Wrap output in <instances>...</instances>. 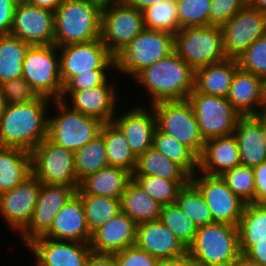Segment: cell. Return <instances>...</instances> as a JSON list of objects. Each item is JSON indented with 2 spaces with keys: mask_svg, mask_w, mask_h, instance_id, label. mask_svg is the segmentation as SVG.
Returning a JSON list of instances; mask_svg holds the SVG:
<instances>
[{
  "mask_svg": "<svg viewBox=\"0 0 266 266\" xmlns=\"http://www.w3.org/2000/svg\"><path fill=\"white\" fill-rule=\"evenodd\" d=\"M240 253L266 266V239L239 240Z\"/></svg>",
  "mask_w": 266,
  "mask_h": 266,
  "instance_id": "cell-50",
  "label": "cell"
},
{
  "mask_svg": "<svg viewBox=\"0 0 266 266\" xmlns=\"http://www.w3.org/2000/svg\"><path fill=\"white\" fill-rule=\"evenodd\" d=\"M22 77L40 96L60 99L63 85L58 47L30 45L23 60Z\"/></svg>",
  "mask_w": 266,
  "mask_h": 266,
  "instance_id": "cell-9",
  "label": "cell"
},
{
  "mask_svg": "<svg viewBox=\"0 0 266 266\" xmlns=\"http://www.w3.org/2000/svg\"><path fill=\"white\" fill-rule=\"evenodd\" d=\"M226 98L241 116L258 115L266 108L264 80L238 69Z\"/></svg>",
  "mask_w": 266,
  "mask_h": 266,
  "instance_id": "cell-25",
  "label": "cell"
},
{
  "mask_svg": "<svg viewBox=\"0 0 266 266\" xmlns=\"http://www.w3.org/2000/svg\"><path fill=\"white\" fill-rule=\"evenodd\" d=\"M144 29L143 13L123 0L103 5L100 39L114 57Z\"/></svg>",
  "mask_w": 266,
  "mask_h": 266,
  "instance_id": "cell-12",
  "label": "cell"
},
{
  "mask_svg": "<svg viewBox=\"0 0 266 266\" xmlns=\"http://www.w3.org/2000/svg\"><path fill=\"white\" fill-rule=\"evenodd\" d=\"M220 27L226 57L236 59L266 34V14L248 3Z\"/></svg>",
  "mask_w": 266,
  "mask_h": 266,
  "instance_id": "cell-15",
  "label": "cell"
},
{
  "mask_svg": "<svg viewBox=\"0 0 266 266\" xmlns=\"http://www.w3.org/2000/svg\"><path fill=\"white\" fill-rule=\"evenodd\" d=\"M195 70L175 52L146 67L133 79L149 96L151 106L160 101L185 100L194 90Z\"/></svg>",
  "mask_w": 266,
  "mask_h": 266,
  "instance_id": "cell-2",
  "label": "cell"
},
{
  "mask_svg": "<svg viewBox=\"0 0 266 266\" xmlns=\"http://www.w3.org/2000/svg\"><path fill=\"white\" fill-rule=\"evenodd\" d=\"M52 103L57 110L49 116L48 138L56 145L76 152L100 135L105 124L101 120L71 109L60 99Z\"/></svg>",
  "mask_w": 266,
  "mask_h": 266,
  "instance_id": "cell-6",
  "label": "cell"
},
{
  "mask_svg": "<svg viewBox=\"0 0 266 266\" xmlns=\"http://www.w3.org/2000/svg\"><path fill=\"white\" fill-rule=\"evenodd\" d=\"M52 99L5 105L0 119V147L18 148L29 153L48 137Z\"/></svg>",
  "mask_w": 266,
  "mask_h": 266,
  "instance_id": "cell-1",
  "label": "cell"
},
{
  "mask_svg": "<svg viewBox=\"0 0 266 266\" xmlns=\"http://www.w3.org/2000/svg\"><path fill=\"white\" fill-rule=\"evenodd\" d=\"M191 262L188 255H183L174 259H159L156 266H187Z\"/></svg>",
  "mask_w": 266,
  "mask_h": 266,
  "instance_id": "cell-55",
  "label": "cell"
},
{
  "mask_svg": "<svg viewBox=\"0 0 266 266\" xmlns=\"http://www.w3.org/2000/svg\"><path fill=\"white\" fill-rule=\"evenodd\" d=\"M76 195L82 201L91 234L121 212V200L118 198L91 194Z\"/></svg>",
  "mask_w": 266,
  "mask_h": 266,
  "instance_id": "cell-36",
  "label": "cell"
},
{
  "mask_svg": "<svg viewBox=\"0 0 266 266\" xmlns=\"http://www.w3.org/2000/svg\"><path fill=\"white\" fill-rule=\"evenodd\" d=\"M190 182L206 201L213 222L238 226L246 203L233 193L221 176L198 171L190 178Z\"/></svg>",
  "mask_w": 266,
  "mask_h": 266,
  "instance_id": "cell-13",
  "label": "cell"
},
{
  "mask_svg": "<svg viewBox=\"0 0 266 266\" xmlns=\"http://www.w3.org/2000/svg\"><path fill=\"white\" fill-rule=\"evenodd\" d=\"M248 3L255 9L266 14V0H248Z\"/></svg>",
  "mask_w": 266,
  "mask_h": 266,
  "instance_id": "cell-58",
  "label": "cell"
},
{
  "mask_svg": "<svg viewBox=\"0 0 266 266\" xmlns=\"http://www.w3.org/2000/svg\"><path fill=\"white\" fill-rule=\"evenodd\" d=\"M231 266H265V265L249 259L244 254H240L239 257L232 263Z\"/></svg>",
  "mask_w": 266,
  "mask_h": 266,
  "instance_id": "cell-57",
  "label": "cell"
},
{
  "mask_svg": "<svg viewBox=\"0 0 266 266\" xmlns=\"http://www.w3.org/2000/svg\"><path fill=\"white\" fill-rule=\"evenodd\" d=\"M264 85H265V97H266V79L264 80Z\"/></svg>",
  "mask_w": 266,
  "mask_h": 266,
  "instance_id": "cell-64",
  "label": "cell"
},
{
  "mask_svg": "<svg viewBox=\"0 0 266 266\" xmlns=\"http://www.w3.org/2000/svg\"><path fill=\"white\" fill-rule=\"evenodd\" d=\"M5 102H4V99H3V96L1 94V91H0V119L3 115V111H4V108H5Z\"/></svg>",
  "mask_w": 266,
  "mask_h": 266,
  "instance_id": "cell-60",
  "label": "cell"
},
{
  "mask_svg": "<svg viewBox=\"0 0 266 266\" xmlns=\"http://www.w3.org/2000/svg\"><path fill=\"white\" fill-rule=\"evenodd\" d=\"M31 173V153L0 147V194L13 189Z\"/></svg>",
  "mask_w": 266,
  "mask_h": 266,
  "instance_id": "cell-31",
  "label": "cell"
},
{
  "mask_svg": "<svg viewBox=\"0 0 266 266\" xmlns=\"http://www.w3.org/2000/svg\"><path fill=\"white\" fill-rule=\"evenodd\" d=\"M133 174L125 169L106 166L82 179L76 194H91L121 199Z\"/></svg>",
  "mask_w": 266,
  "mask_h": 266,
  "instance_id": "cell-28",
  "label": "cell"
},
{
  "mask_svg": "<svg viewBox=\"0 0 266 266\" xmlns=\"http://www.w3.org/2000/svg\"><path fill=\"white\" fill-rule=\"evenodd\" d=\"M85 266H117L113 254L97 253L91 251Z\"/></svg>",
  "mask_w": 266,
  "mask_h": 266,
  "instance_id": "cell-53",
  "label": "cell"
},
{
  "mask_svg": "<svg viewBox=\"0 0 266 266\" xmlns=\"http://www.w3.org/2000/svg\"><path fill=\"white\" fill-rule=\"evenodd\" d=\"M255 179L254 203H266V161L253 167Z\"/></svg>",
  "mask_w": 266,
  "mask_h": 266,
  "instance_id": "cell-52",
  "label": "cell"
},
{
  "mask_svg": "<svg viewBox=\"0 0 266 266\" xmlns=\"http://www.w3.org/2000/svg\"><path fill=\"white\" fill-rule=\"evenodd\" d=\"M60 78L64 85L71 77L95 69H116L115 57L101 39L58 47Z\"/></svg>",
  "mask_w": 266,
  "mask_h": 266,
  "instance_id": "cell-14",
  "label": "cell"
},
{
  "mask_svg": "<svg viewBox=\"0 0 266 266\" xmlns=\"http://www.w3.org/2000/svg\"><path fill=\"white\" fill-rule=\"evenodd\" d=\"M0 91L6 105L28 103L41 97L23 77L1 84Z\"/></svg>",
  "mask_w": 266,
  "mask_h": 266,
  "instance_id": "cell-46",
  "label": "cell"
},
{
  "mask_svg": "<svg viewBox=\"0 0 266 266\" xmlns=\"http://www.w3.org/2000/svg\"><path fill=\"white\" fill-rule=\"evenodd\" d=\"M142 104V105H141ZM113 118L112 123L125 136L129 148L136 157L153 146L154 131L157 128L156 115L152 106L139 103L122 115Z\"/></svg>",
  "mask_w": 266,
  "mask_h": 266,
  "instance_id": "cell-21",
  "label": "cell"
},
{
  "mask_svg": "<svg viewBox=\"0 0 266 266\" xmlns=\"http://www.w3.org/2000/svg\"><path fill=\"white\" fill-rule=\"evenodd\" d=\"M62 1L63 0H27L26 3L35 7L55 12Z\"/></svg>",
  "mask_w": 266,
  "mask_h": 266,
  "instance_id": "cell-54",
  "label": "cell"
},
{
  "mask_svg": "<svg viewBox=\"0 0 266 266\" xmlns=\"http://www.w3.org/2000/svg\"><path fill=\"white\" fill-rule=\"evenodd\" d=\"M43 237L90 243L92 234L87 225L82 201L76 194L56 213L52 226Z\"/></svg>",
  "mask_w": 266,
  "mask_h": 266,
  "instance_id": "cell-24",
  "label": "cell"
},
{
  "mask_svg": "<svg viewBox=\"0 0 266 266\" xmlns=\"http://www.w3.org/2000/svg\"><path fill=\"white\" fill-rule=\"evenodd\" d=\"M31 170L42 184L79 187L75 152L56 145L48 137L31 151Z\"/></svg>",
  "mask_w": 266,
  "mask_h": 266,
  "instance_id": "cell-10",
  "label": "cell"
},
{
  "mask_svg": "<svg viewBox=\"0 0 266 266\" xmlns=\"http://www.w3.org/2000/svg\"><path fill=\"white\" fill-rule=\"evenodd\" d=\"M135 245L158 259L187 254V248L160 220L137 224Z\"/></svg>",
  "mask_w": 266,
  "mask_h": 266,
  "instance_id": "cell-23",
  "label": "cell"
},
{
  "mask_svg": "<svg viewBox=\"0 0 266 266\" xmlns=\"http://www.w3.org/2000/svg\"><path fill=\"white\" fill-rule=\"evenodd\" d=\"M41 188L31 173L13 189L0 194V215L12 231L19 234L29 223Z\"/></svg>",
  "mask_w": 266,
  "mask_h": 266,
  "instance_id": "cell-18",
  "label": "cell"
},
{
  "mask_svg": "<svg viewBox=\"0 0 266 266\" xmlns=\"http://www.w3.org/2000/svg\"><path fill=\"white\" fill-rule=\"evenodd\" d=\"M106 166L107 152L101 134L75 152V172L79 182Z\"/></svg>",
  "mask_w": 266,
  "mask_h": 266,
  "instance_id": "cell-37",
  "label": "cell"
},
{
  "mask_svg": "<svg viewBox=\"0 0 266 266\" xmlns=\"http://www.w3.org/2000/svg\"><path fill=\"white\" fill-rule=\"evenodd\" d=\"M103 5L93 0H63L54 12V45L87 43L100 38Z\"/></svg>",
  "mask_w": 266,
  "mask_h": 266,
  "instance_id": "cell-3",
  "label": "cell"
},
{
  "mask_svg": "<svg viewBox=\"0 0 266 266\" xmlns=\"http://www.w3.org/2000/svg\"><path fill=\"white\" fill-rule=\"evenodd\" d=\"M176 203L198 227L213 223L206 201L191 182L179 191Z\"/></svg>",
  "mask_w": 266,
  "mask_h": 266,
  "instance_id": "cell-39",
  "label": "cell"
},
{
  "mask_svg": "<svg viewBox=\"0 0 266 266\" xmlns=\"http://www.w3.org/2000/svg\"><path fill=\"white\" fill-rule=\"evenodd\" d=\"M78 187L42 184L28 225L17 234L24 246L43 236L52 226L56 213L76 194Z\"/></svg>",
  "mask_w": 266,
  "mask_h": 266,
  "instance_id": "cell-16",
  "label": "cell"
},
{
  "mask_svg": "<svg viewBox=\"0 0 266 266\" xmlns=\"http://www.w3.org/2000/svg\"><path fill=\"white\" fill-rule=\"evenodd\" d=\"M261 123H262V126H263V131H264V134H265V137H266V108H264L258 115H256Z\"/></svg>",
  "mask_w": 266,
  "mask_h": 266,
  "instance_id": "cell-59",
  "label": "cell"
},
{
  "mask_svg": "<svg viewBox=\"0 0 266 266\" xmlns=\"http://www.w3.org/2000/svg\"><path fill=\"white\" fill-rule=\"evenodd\" d=\"M16 3H23L26 2L27 0H14Z\"/></svg>",
  "mask_w": 266,
  "mask_h": 266,
  "instance_id": "cell-63",
  "label": "cell"
},
{
  "mask_svg": "<svg viewBox=\"0 0 266 266\" xmlns=\"http://www.w3.org/2000/svg\"><path fill=\"white\" fill-rule=\"evenodd\" d=\"M238 69L237 60L234 58H226L199 68L195 70L193 91L216 97H227Z\"/></svg>",
  "mask_w": 266,
  "mask_h": 266,
  "instance_id": "cell-29",
  "label": "cell"
},
{
  "mask_svg": "<svg viewBox=\"0 0 266 266\" xmlns=\"http://www.w3.org/2000/svg\"><path fill=\"white\" fill-rule=\"evenodd\" d=\"M113 255L117 266H156L159 261L158 258L136 245L127 247Z\"/></svg>",
  "mask_w": 266,
  "mask_h": 266,
  "instance_id": "cell-49",
  "label": "cell"
},
{
  "mask_svg": "<svg viewBox=\"0 0 266 266\" xmlns=\"http://www.w3.org/2000/svg\"><path fill=\"white\" fill-rule=\"evenodd\" d=\"M152 147L179 165L190 177L198 172V157L174 137L158 128L154 131Z\"/></svg>",
  "mask_w": 266,
  "mask_h": 266,
  "instance_id": "cell-35",
  "label": "cell"
},
{
  "mask_svg": "<svg viewBox=\"0 0 266 266\" xmlns=\"http://www.w3.org/2000/svg\"><path fill=\"white\" fill-rule=\"evenodd\" d=\"M174 52L194 70L225 60L220 26L181 28L174 35Z\"/></svg>",
  "mask_w": 266,
  "mask_h": 266,
  "instance_id": "cell-7",
  "label": "cell"
},
{
  "mask_svg": "<svg viewBox=\"0 0 266 266\" xmlns=\"http://www.w3.org/2000/svg\"><path fill=\"white\" fill-rule=\"evenodd\" d=\"M132 174L157 176L176 182H190L191 178L179 165L153 147L137 157L136 167Z\"/></svg>",
  "mask_w": 266,
  "mask_h": 266,
  "instance_id": "cell-32",
  "label": "cell"
},
{
  "mask_svg": "<svg viewBox=\"0 0 266 266\" xmlns=\"http://www.w3.org/2000/svg\"><path fill=\"white\" fill-rule=\"evenodd\" d=\"M228 187L245 203H254L255 179L253 168L239 165L221 176Z\"/></svg>",
  "mask_w": 266,
  "mask_h": 266,
  "instance_id": "cell-44",
  "label": "cell"
},
{
  "mask_svg": "<svg viewBox=\"0 0 266 266\" xmlns=\"http://www.w3.org/2000/svg\"><path fill=\"white\" fill-rule=\"evenodd\" d=\"M159 220L186 248L193 242L198 231V226L180 209L177 203L162 206Z\"/></svg>",
  "mask_w": 266,
  "mask_h": 266,
  "instance_id": "cell-40",
  "label": "cell"
},
{
  "mask_svg": "<svg viewBox=\"0 0 266 266\" xmlns=\"http://www.w3.org/2000/svg\"><path fill=\"white\" fill-rule=\"evenodd\" d=\"M187 266H201V265H198V264H195L193 262H190Z\"/></svg>",
  "mask_w": 266,
  "mask_h": 266,
  "instance_id": "cell-62",
  "label": "cell"
},
{
  "mask_svg": "<svg viewBox=\"0 0 266 266\" xmlns=\"http://www.w3.org/2000/svg\"><path fill=\"white\" fill-rule=\"evenodd\" d=\"M10 35L30 45H54V12L17 3Z\"/></svg>",
  "mask_w": 266,
  "mask_h": 266,
  "instance_id": "cell-19",
  "label": "cell"
},
{
  "mask_svg": "<svg viewBox=\"0 0 266 266\" xmlns=\"http://www.w3.org/2000/svg\"><path fill=\"white\" fill-rule=\"evenodd\" d=\"M247 4L248 0H211L209 25H223Z\"/></svg>",
  "mask_w": 266,
  "mask_h": 266,
  "instance_id": "cell-48",
  "label": "cell"
},
{
  "mask_svg": "<svg viewBox=\"0 0 266 266\" xmlns=\"http://www.w3.org/2000/svg\"><path fill=\"white\" fill-rule=\"evenodd\" d=\"M238 231L239 240H265L266 203H246Z\"/></svg>",
  "mask_w": 266,
  "mask_h": 266,
  "instance_id": "cell-42",
  "label": "cell"
},
{
  "mask_svg": "<svg viewBox=\"0 0 266 266\" xmlns=\"http://www.w3.org/2000/svg\"><path fill=\"white\" fill-rule=\"evenodd\" d=\"M25 246L35 259V266H85L92 249L90 243L55 240L43 236Z\"/></svg>",
  "mask_w": 266,
  "mask_h": 266,
  "instance_id": "cell-20",
  "label": "cell"
},
{
  "mask_svg": "<svg viewBox=\"0 0 266 266\" xmlns=\"http://www.w3.org/2000/svg\"><path fill=\"white\" fill-rule=\"evenodd\" d=\"M179 30L209 26L211 0H176Z\"/></svg>",
  "mask_w": 266,
  "mask_h": 266,
  "instance_id": "cell-43",
  "label": "cell"
},
{
  "mask_svg": "<svg viewBox=\"0 0 266 266\" xmlns=\"http://www.w3.org/2000/svg\"><path fill=\"white\" fill-rule=\"evenodd\" d=\"M137 224L123 211L92 233L93 252L115 254L135 245Z\"/></svg>",
  "mask_w": 266,
  "mask_h": 266,
  "instance_id": "cell-22",
  "label": "cell"
},
{
  "mask_svg": "<svg viewBox=\"0 0 266 266\" xmlns=\"http://www.w3.org/2000/svg\"><path fill=\"white\" fill-rule=\"evenodd\" d=\"M187 100L193 108L204 141L233 134L241 114L226 97L192 91Z\"/></svg>",
  "mask_w": 266,
  "mask_h": 266,
  "instance_id": "cell-11",
  "label": "cell"
},
{
  "mask_svg": "<svg viewBox=\"0 0 266 266\" xmlns=\"http://www.w3.org/2000/svg\"><path fill=\"white\" fill-rule=\"evenodd\" d=\"M108 80L104 85L91 89L74 92H62V100L71 109L101 120L103 123H112L119 110V87ZM114 85V86H113ZM118 88V89H117ZM118 93V94H117Z\"/></svg>",
  "mask_w": 266,
  "mask_h": 266,
  "instance_id": "cell-17",
  "label": "cell"
},
{
  "mask_svg": "<svg viewBox=\"0 0 266 266\" xmlns=\"http://www.w3.org/2000/svg\"><path fill=\"white\" fill-rule=\"evenodd\" d=\"M120 200L121 211L136 224L157 221L160 218L162 205L133 180L128 184Z\"/></svg>",
  "mask_w": 266,
  "mask_h": 266,
  "instance_id": "cell-30",
  "label": "cell"
},
{
  "mask_svg": "<svg viewBox=\"0 0 266 266\" xmlns=\"http://www.w3.org/2000/svg\"><path fill=\"white\" fill-rule=\"evenodd\" d=\"M240 254L238 226L218 222L198 227L187 247L191 262L201 266H231Z\"/></svg>",
  "mask_w": 266,
  "mask_h": 266,
  "instance_id": "cell-4",
  "label": "cell"
},
{
  "mask_svg": "<svg viewBox=\"0 0 266 266\" xmlns=\"http://www.w3.org/2000/svg\"><path fill=\"white\" fill-rule=\"evenodd\" d=\"M238 67L266 79V34L255 40L238 58Z\"/></svg>",
  "mask_w": 266,
  "mask_h": 266,
  "instance_id": "cell-45",
  "label": "cell"
},
{
  "mask_svg": "<svg viewBox=\"0 0 266 266\" xmlns=\"http://www.w3.org/2000/svg\"><path fill=\"white\" fill-rule=\"evenodd\" d=\"M151 106L156 115L157 128L174 137L199 158L205 141L199 132L190 102L187 99L160 101Z\"/></svg>",
  "mask_w": 266,
  "mask_h": 266,
  "instance_id": "cell-8",
  "label": "cell"
},
{
  "mask_svg": "<svg viewBox=\"0 0 266 266\" xmlns=\"http://www.w3.org/2000/svg\"><path fill=\"white\" fill-rule=\"evenodd\" d=\"M233 134L238 144L241 165L253 168L266 161V137L256 115L241 116Z\"/></svg>",
  "mask_w": 266,
  "mask_h": 266,
  "instance_id": "cell-27",
  "label": "cell"
},
{
  "mask_svg": "<svg viewBox=\"0 0 266 266\" xmlns=\"http://www.w3.org/2000/svg\"><path fill=\"white\" fill-rule=\"evenodd\" d=\"M106 146L108 166L134 172L137 157L129 148L125 136L113 123H105L100 131Z\"/></svg>",
  "mask_w": 266,
  "mask_h": 266,
  "instance_id": "cell-33",
  "label": "cell"
},
{
  "mask_svg": "<svg viewBox=\"0 0 266 266\" xmlns=\"http://www.w3.org/2000/svg\"><path fill=\"white\" fill-rule=\"evenodd\" d=\"M174 52V35L145 28L115 56V73L133 79L146 67ZM132 76V77H131Z\"/></svg>",
  "mask_w": 266,
  "mask_h": 266,
  "instance_id": "cell-5",
  "label": "cell"
},
{
  "mask_svg": "<svg viewBox=\"0 0 266 266\" xmlns=\"http://www.w3.org/2000/svg\"><path fill=\"white\" fill-rule=\"evenodd\" d=\"M93 1H96V2L100 3L101 5H106V4L118 2L121 0H93Z\"/></svg>",
  "mask_w": 266,
  "mask_h": 266,
  "instance_id": "cell-61",
  "label": "cell"
},
{
  "mask_svg": "<svg viewBox=\"0 0 266 266\" xmlns=\"http://www.w3.org/2000/svg\"><path fill=\"white\" fill-rule=\"evenodd\" d=\"M30 44L12 35L0 36V85L22 77V65Z\"/></svg>",
  "mask_w": 266,
  "mask_h": 266,
  "instance_id": "cell-34",
  "label": "cell"
},
{
  "mask_svg": "<svg viewBox=\"0 0 266 266\" xmlns=\"http://www.w3.org/2000/svg\"><path fill=\"white\" fill-rule=\"evenodd\" d=\"M241 165L240 152L234 134L205 141L198 158V171L211 176H222Z\"/></svg>",
  "mask_w": 266,
  "mask_h": 266,
  "instance_id": "cell-26",
  "label": "cell"
},
{
  "mask_svg": "<svg viewBox=\"0 0 266 266\" xmlns=\"http://www.w3.org/2000/svg\"><path fill=\"white\" fill-rule=\"evenodd\" d=\"M133 181L162 206L176 203L179 191L189 183L142 174H133Z\"/></svg>",
  "mask_w": 266,
  "mask_h": 266,
  "instance_id": "cell-41",
  "label": "cell"
},
{
  "mask_svg": "<svg viewBox=\"0 0 266 266\" xmlns=\"http://www.w3.org/2000/svg\"><path fill=\"white\" fill-rule=\"evenodd\" d=\"M127 5L140 10L141 12L155 4L161 3L163 0H123Z\"/></svg>",
  "mask_w": 266,
  "mask_h": 266,
  "instance_id": "cell-56",
  "label": "cell"
},
{
  "mask_svg": "<svg viewBox=\"0 0 266 266\" xmlns=\"http://www.w3.org/2000/svg\"><path fill=\"white\" fill-rule=\"evenodd\" d=\"M147 29L165 31L175 35L179 30L176 0H163L142 11Z\"/></svg>",
  "mask_w": 266,
  "mask_h": 266,
  "instance_id": "cell-38",
  "label": "cell"
},
{
  "mask_svg": "<svg viewBox=\"0 0 266 266\" xmlns=\"http://www.w3.org/2000/svg\"><path fill=\"white\" fill-rule=\"evenodd\" d=\"M116 71V69H95L91 72L81 73L78 76L71 77L64 85L62 92H74L82 91L85 89H91L99 85H104L109 76L107 73Z\"/></svg>",
  "mask_w": 266,
  "mask_h": 266,
  "instance_id": "cell-47",
  "label": "cell"
},
{
  "mask_svg": "<svg viewBox=\"0 0 266 266\" xmlns=\"http://www.w3.org/2000/svg\"><path fill=\"white\" fill-rule=\"evenodd\" d=\"M16 5L14 0H0V36L10 35Z\"/></svg>",
  "mask_w": 266,
  "mask_h": 266,
  "instance_id": "cell-51",
  "label": "cell"
}]
</instances>
